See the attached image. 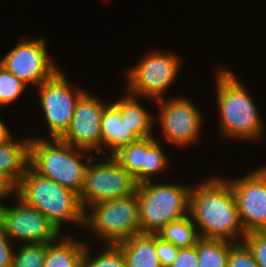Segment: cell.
<instances>
[{
  "label": "cell",
  "instance_id": "21",
  "mask_svg": "<svg viewBox=\"0 0 266 267\" xmlns=\"http://www.w3.org/2000/svg\"><path fill=\"white\" fill-rule=\"evenodd\" d=\"M198 231H196L191 216L187 215L182 219L170 222L157 235L163 241L169 242L177 248H188L194 246L199 239Z\"/></svg>",
  "mask_w": 266,
  "mask_h": 267
},
{
  "label": "cell",
  "instance_id": "24",
  "mask_svg": "<svg viewBox=\"0 0 266 267\" xmlns=\"http://www.w3.org/2000/svg\"><path fill=\"white\" fill-rule=\"evenodd\" d=\"M105 251L92 258L89 249L85 247L83 254V267H127L124 255L117 245H106Z\"/></svg>",
  "mask_w": 266,
  "mask_h": 267
},
{
  "label": "cell",
  "instance_id": "2",
  "mask_svg": "<svg viewBox=\"0 0 266 267\" xmlns=\"http://www.w3.org/2000/svg\"><path fill=\"white\" fill-rule=\"evenodd\" d=\"M218 70L215 83L220 135L241 140L261 138L262 120L252 97L231 70Z\"/></svg>",
  "mask_w": 266,
  "mask_h": 267
},
{
  "label": "cell",
  "instance_id": "14",
  "mask_svg": "<svg viewBox=\"0 0 266 267\" xmlns=\"http://www.w3.org/2000/svg\"><path fill=\"white\" fill-rule=\"evenodd\" d=\"M85 92L77 101L68 130L60 138L76 148L101 153V118L108 105Z\"/></svg>",
  "mask_w": 266,
  "mask_h": 267
},
{
  "label": "cell",
  "instance_id": "13",
  "mask_svg": "<svg viewBox=\"0 0 266 267\" xmlns=\"http://www.w3.org/2000/svg\"><path fill=\"white\" fill-rule=\"evenodd\" d=\"M157 101L159 123L168 141L178 146L195 143L196 139H199L204 120L200 110L188 98L182 96Z\"/></svg>",
  "mask_w": 266,
  "mask_h": 267
},
{
  "label": "cell",
  "instance_id": "9",
  "mask_svg": "<svg viewBox=\"0 0 266 267\" xmlns=\"http://www.w3.org/2000/svg\"><path fill=\"white\" fill-rule=\"evenodd\" d=\"M70 85L59 69L38 87L40 104L51 139H60L68 130L76 103L86 92L80 88L73 90Z\"/></svg>",
  "mask_w": 266,
  "mask_h": 267
},
{
  "label": "cell",
  "instance_id": "32",
  "mask_svg": "<svg viewBox=\"0 0 266 267\" xmlns=\"http://www.w3.org/2000/svg\"><path fill=\"white\" fill-rule=\"evenodd\" d=\"M10 133L8 127L5 123L0 119V146L5 145L6 143L10 142L13 136Z\"/></svg>",
  "mask_w": 266,
  "mask_h": 267
},
{
  "label": "cell",
  "instance_id": "11",
  "mask_svg": "<svg viewBox=\"0 0 266 267\" xmlns=\"http://www.w3.org/2000/svg\"><path fill=\"white\" fill-rule=\"evenodd\" d=\"M23 40L0 60V64L26 85L31 83L38 87L51 78L59 67L48 56L45 39Z\"/></svg>",
  "mask_w": 266,
  "mask_h": 267
},
{
  "label": "cell",
  "instance_id": "33",
  "mask_svg": "<svg viewBox=\"0 0 266 267\" xmlns=\"http://www.w3.org/2000/svg\"><path fill=\"white\" fill-rule=\"evenodd\" d=\"M12 193L14 194V188L4 178L0 176V202L2 198H7L12 195Z\"/></svg>",
  "mask_w": 266,
  "mask_h": 267
},
{
  "label": "cell",
  "instance_id": "10",
  "mask_svg": "<svg viewBox=\"0 0 266 267\" xmlns=\"http://www.w3.org/2000/svg\"><path fill=\"white\" fill-rule=\"evenodd\" d=\"M17 206L0 204V227L12 240L28 243H51L61 232L40 211L26 205L17 196Z\"/></svg>",
  "mask_w": 266,
  "mask_h": 267
},
{
  "label": "cell",
  "instance_id": "8",
  "mask_svg": "<svg viewBox=\"0 0 266 267\" xmlns=\"http://www.w3.org/2000/svg\"><path fill=\"white\" fill-rule=\"evenodd\" d=\"M179 63L178 56L168 51L151 52L127 71L126 89L137 98L150 97L157 102L176 80L181 65Z\"/></svg>",
  "mask_w": 266,
  "mask_h": 267
},
{
  "label": "cell",
  "instance_id": "31",
  "mask_svg": "<svg viewBox=\"0 0 266 267\" xmlns=\"http://www.w3.org/2000/svg\"><path fill=\"white\" fill-rule=\"evenodd\" d=\"M10 238L5 234V232L0 227V267H11L13 253V244L9 240Z\"/></svg>",
  "mask_w": 266,
  "mask_h": 267
},
{
  "label": "cell",
  "instance_id": "6",
  "mask_svg": "<svg viewBox=\"0 0 266 267\" xmlns=\"http://www.w3.org/2000/svg\"><path fill=\"white\" fill-rule=\"evenodd\" d=\"M89 208L90 212L88 210L84 213V226L92 229L101 241L116 245L134 235L141 234L136 193L94 203Z\"/></svg>",
  "mask_w": 266,
  "mask_h": 267
},
{
  "label": "cell",
  "instance_id": "22",
  "mask_svg": "<svg viewBox=\"0 0 266 267\" xmlns=\"http://www.w3.org/2000/svg\"><path fill=\"white\" fill-rule=\"evenodd\" d=\"M233 243L224 239L199 238L196 242L198 267H227L229 247Z\"/></svg>",
  "mask_w": 266,
  "mask_h": 267
},
{
  "label": "cell",
  "instance_id": "1",
  "mask_svg": "<svg viewBox=\"0 0 266 267\" xmlns=\"http://www.w3.org/2000/svg\"><path fill=\"white\" fill-rule=\"evenodd\" d=\"M188 214L194 225L201 229L199 238L238 242V236L242 239L245 236L234 191L228 180L212 177L191 187Z\"/></svg>",
  "mask_w": 266,
  "mask_h": 267
},
{
  "label": "cell",
  "instance_id": "17",
  "mask_svg": "<svg viewBox=\"0 0 266 267\" xmlns=\"http://www.w3.org/2000/svg\"><path fill=\"white\" fill-rule=\"evenodd\" d=\"M127 267H161L156 254V234L141 233L116 244Z\"/></svg>",
  "mask_w": 266,
  "mask_h": 267
},
{
  "label": "cell",
  "instance_id": "25",
  "mask_svg": "<svg viewBox=\"0 0 266 267\" xmlns=\"http://www.w3.org/2000/svg\"><path fill=\"white\" fill-rule=\"evenodd\" d=\"M162 147L153 136L147 137V155L145 160V182L152 181L155 174L164 172L168 165Z\"/></svg>",
  "mask_w": 266,
  "mask_h": 267
},
{
  "label": "cell",
  "instance_id": "5",
  "mask_svg": "<svg viewBox=\"0 0 266 267\" xmlns=\"http://www.w3.org/2000/svg\"><path fill=\"white\" fill-rule=\"evenodd\" d=\"M190 189V186L154 184L152 181L138 184L141 233L157 234L170 222L189 215Z\"/></svg>",
  "mask_w": 266,
  "mask_h": 267
},
{
  "label": "cell",
  "instance_id": "3",
  "mask_svg": "<svg viewBox=\"0 0 266 267\" xmlns=\"http://www.w3.org/2000/svg\"><path fill=\"white\" fill-rule=\"evenodd\" d=\"M14 195L44 214L61 232L63 222L84 226V209L74 191L36 173L28 166Z\"/></svg>",
  "mask_w": 266,
  "mask_h": 267
},
{
  "label": "cell",
  "instance_id": "7",
  "mask_svg": "<svg viewBox=\"0 0 266 267\" xmlns=\"http://www.w3.org/2000/svg\"><path fill=\"white\" fill-rule=\"evenodd\" d=\"M108 157H105V162L99 159V164H93L97 160L94 156L88 163L84 187L79 196L84 211L94 203L131 196L137 191L135 178L113 156Z\"/></svg>",
  "mask_w": 266,
  "mask_h": 267
},
{
  "label": "cell",
  "instance_id": "4",
  "mask_svg": "<svg viewBox=\"0 0 266 267\" xmlns=\"http://www.w3.org/2000/svg\"><path fill=\"white\" fill-rule=\"evenodd\" d=\"M52 140L53 142L47 141L46 138L30 139L29 166L36 173L80 196L84 187L86 168L94 156L89 153L90 151L71 146L61 139ZM84 155L87 156L86 162L82 161Z\"/></svg>",
  "mask_w": 266,
  "mask_h": 267
},
{
  "label": "cell",
  "instance_id": "27",
  "mask_svg": "<svg viewBox=\"0 0 266 267\" xmlns=\"http://www.w3.org/2000/svg\"><path fill=\"white\" fill-rule=\"evenodd\" d=\"M243 242L252 252L259 267H266V231L246 233Z\"/></svg>",
  "mask_w": 266,
  "mask_h": 267
},
{
  "label": "cell",
  "instance_id": "19",
  "mask_svg": "<svg viewBox=\"0 0 266 267\" xmlns=\"http://www.w3.org/2000/svg\"><path fill=\"white\" fill-rule=\"evenodd\" d=\"M112 104L121 112V120L139 138L152 136L154 116L141 106L136 96L129 94Z\"/></svg>",
  "mask_w": 266,
  "mask_h": 267
},
{
  "label": "cell",
  "instance_id": "20",
  "mask_svg": "<svg viewBox=\"0 0 266 267\" xmlns=\"http://www.w3.org/2000/svg\"><path fill=\"white\" fill-rule=\"evenodd\" d=\"M146 155L147 137L137 139L130 145L121 148L113 157L140 184L145 182Z\"/></svg>",
  "mask_w": 266,
  "mask_h": 267
},
{
  "label": "cell",
  "instance_id": "30",
  "mask_svg": "<svg viewBox=\"0 0 266 267\" xmlns=\"http://www.w3.org/2000/svg\"><path fill=\"white\" fill-rule=\"evenodd\" d=\"M196 244L188 248H179L176 259L169 267H198Z\"/></svg>",
  "mask_w": 266,
  "mask_h": 267
},
{
  "label": "cell",
  "instance_id": "29",
  "mask_svg": "<svg viewBox=\"0 0 266 267\" xmlns=\"http://www.w3.org/2000/svg\"><path fill=\"white\" fill-rule=\"evenodd\" d=\"M178 249L173 244L163 241L156 234V254L161 267H169L173 263L177 257Z\"/></svg>",
  "mask_w": 266,
  "mask_h": 267
},
{
  "label": "cell",
  "instance_id": "15",
  "mask_svg": "<svg viewBox=\"0 0 266 267\" xmlns=\"http://www.w3.org/2000/svg\"><path fill=\"white\" fill-rule=\"evenodd\" d=\"M137 139H140L132 129H129L124 121L121 120V112L111 103H109L102 113L101 118V152L104 148H109L113 156L121 148L130 145Z\"/></svg>",
  "mask_w": 266,
  "mask_h": 267
},
{
  "label": "cell",
  "instance_id": "26",
  "mask_svg": "<svg viewBox=\"0 0 266 267\" xmlns=\"http://www.w3.org/2000/svg\"><path fill=\"white\" fill-rule=\"evenodd\" d=\"M27 85L0 64V104L8 105L20 97Z\"/></svg>",
  "mask_w": 266,
  "mask_h": 267
},
{
  "label": "cell",
  "instance_id": "18",
  "mask_svg": "<svg viewBox=\"0 0 266 267\" xmlns=\"http://www.w3.org/2000/svg\"><path fill=\"white\" fill-rule=\"evenodd\" d=\"M60 236L47 243L44 267H83V254L86 245L72 240L71 237Z\"/></svg>",
  "mask_w": 266,
  "mask_h": 267
},
{
  "label": "cell",
  "instance_id": "28",
  "mask_svg": "<svg viewBox=\"0 0 266 267\" xmlns=\"http://www.w3.org/2000/svg\"><path fill=\"white\" fill-rule=\"evenodd\" d=\"M227 267H259L252 252L242 241L234 242L229 247Z\"/></svg>",
  "mask_w": 266,
  "mask_h": 267
},
{
  "label": "cell",
  "instance_id": "16",
  "mask_svg": "<svg viewBox=\"0 0 266 267\" xmlns=\"http://www.w3.org/2000/svg\"><path fill=\"white\" fill-rule=\"evenodd\" d=\"M30 138L0 146V176L14 189L29 166Z\"/></svg>",
  "mask_w": 266,
  "mask_h": 267
},
{
  "label": "cell",
  "instance_id": "23",
  "mask_svg": "<svg viewBox=\"0 0 266 267\" xmlns=\"http://www.w3.org/2000/svg\"><path fill=\"white\" fill-rule=\"evenodd\" d=\"M13 253L11 267H44L47 243H24Z\"/></svg>",
  "mask_w": 266,
  "mask_h": 267
},
{
  "label": "cell",
  "instance_id": "12",
  "mask_svg": "<svg viewBox=\"0 0 266 267\" xmlns=\"http://www.w3.org/2000/svg\"><path fill=\"white\" fill-rule=\"evenodd\" d=\"M228 182L234 191L239 220L245 234L266 231V167Z\"/></svg>",
  "mask_w": 266,
  "mask_h": 267
}]
</instances>
